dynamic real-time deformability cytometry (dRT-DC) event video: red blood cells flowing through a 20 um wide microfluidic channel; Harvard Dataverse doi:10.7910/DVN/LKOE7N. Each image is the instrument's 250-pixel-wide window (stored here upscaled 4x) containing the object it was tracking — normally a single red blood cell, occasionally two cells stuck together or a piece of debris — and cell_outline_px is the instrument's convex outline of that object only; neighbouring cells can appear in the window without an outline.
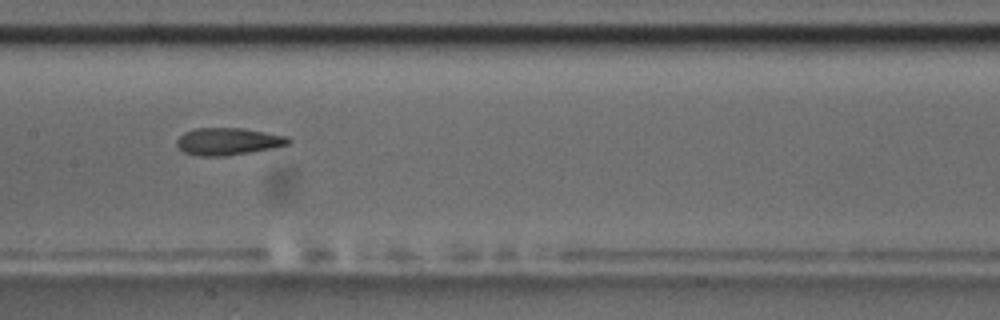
{"species": "common noctule bat (a hibernating species)", "species_latin": "Nyctalus noctula", "temperature_condition": "room temperature", "stored_images_in_passage": 9, "camera_frame_rate_fps": 3000, "um_per_image_px": 0.085, "animal": {"sex": "male", "body_mass_g": 17.5, "forearm_length_mm": 52.3}, "frame": {"image": 1, "passage_image": 8, "time_ms": 8.667, "image_size_px": [1000, 320], "cell_outline_px": [[292, 140], [288, 144], [272, 148], [224, 156], [200, 156], [184, 152], [176, 144], [176, 140], [184, 132], [196, 128], [244, 128], [288, 136]], "centroid_in_image_um": [19.39, 12.01], "position_along_channel_um": 188.0, "area_um2": 17.63}}